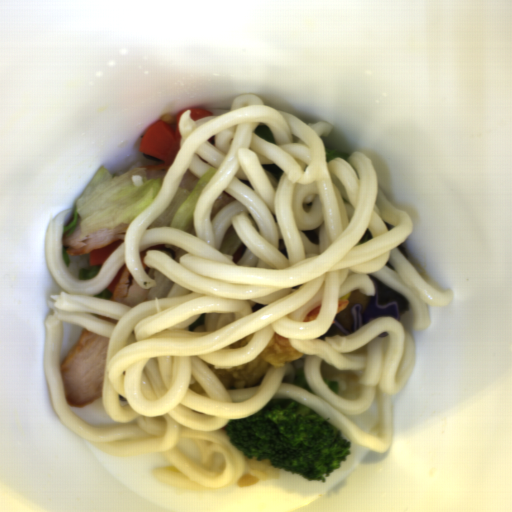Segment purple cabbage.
Listing matches in <instances>:
<instances>
[{"label":"purple cabbage","mask_w":512,"mask_h":512,"mask_svg":"<svg viewBox=\"0 0 512 512\" xmlns=\"http://www.w3.org/2000/svg\"><path fill=\"white\" fill-rule=\"evenodd\" d=\"M352 333L360 329L375 318L394 317L400 322L399 309L396 302L382 305L379 303V291L375 288L373 296H369L367 305L363 309L361 304H355L352 309Z\"/></svg>","instance_id":"c1f60e8f"},{"label":"purple cabbage","mask_w":512,"mask_h":512,"mask_svg":"<svg viewBox=\"0 0 512 512\" xmlns=\"http://www.w3.org/2000/svg\"><path fill=\"white\" fill-rule=\"evenodd\" d=\"M332 324L338 328L343 334H345L346 336L347 335H350L352 334L350 331H348L342 324L341 322L335 317Z\"/></svg>","instance_id":"ea28d5fd"}]
</instances>
